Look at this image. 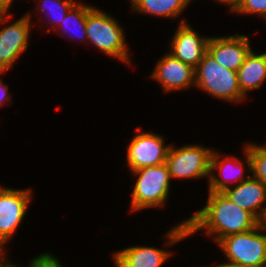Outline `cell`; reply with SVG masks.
<instances>
[{"label":"cell","instance_id":"obj_1","mask_svg":"<svg viewBox=\"0 0 266 267\" xmlns=\"http://www.w3.org/2000/svg\"><path fill=\"white\" fill-rule=\"evenodd\" d=\"M207 204L192 217L167 232V245H173L204 228L213 235L215 243L222 238L244 233L258 227L261 222L250 212L239 208L223 192H208Z\"/></svg>","mask_w":266,"mask_h":267},{"label":"cell","instance_id":"obj_2","mask_svg":"<svg viewBox=\"0 0 266 267\" xmlns=\"http://www.w3.org/2000/svg\"><path fill=\"white\" fill-rule=\"evenodd\" d=\"M262 231H265V227L261 223L247 232L222 238L217 246L221 247L228 262L215 267H255L266 264V232Z\"/></svg>","mask_w":266,"mask_h":267},{"label":"cell","instance_id":"obj_3","mask_svg":"<svg viewBox=\"0 0 266 267\" xmlns=\"http://www.w3.org/2000/svg\"><path fill=\"white\" fill-rule=\"evenodd\" d=\"M86 33L89 44L93 43L101 52L130 63L124 29L111 15L88 6Z\"/></svg>","mask_w":266,"mask_h":267},{"label":"cell","instance_id":"obj_4","mask_svg":"<svg viewBox=\"0 0 266 267\" xmlns=\"http://www.w3.org/2000/svg\"><path fill=\"white\" fill-rule=\"evenodd\" d=\"M195 86L231 103L246 98L241 92L237 72L219 64L208 51L195 68Z\"/></svg>","mask_w":266,"mask_h":267},{"label":"cell","instance_id":"obj_5","mask_svg":"<svg viewBox=\"0 0 266 267\" xmlns=\"http://www.w3.org/2000/svg\"><path fill=\"white\" fill-rule=\"evenodd\" d=\"M131 172L137 176L131 194V210L165 206L171 187L170 173L166 163Z\"/></svg>","mask_w":266,"mask_h":267},{"label":"cell","instance_id":"obj_6","mask_svg":"<svg viewBox=\"0 0 266 267\" xmlns=\"http://www.w3.org/2000/svg\"><path fill=\"white\" fill-rule=\"evenodd\" d=\"M213 150L200 145L169 147L165 161L170 178L209 179L210 160Z\"/></svg>","mask_w":266,"mask_h":267},{"label":"cell","instance_id":"obj_7","mask_svg":"<svg viewBox=\"0 0 266 267\" xmlns=\"http://www.w3.org/2000/svg\"><path fill=\"white\" fill-rule=\"evenodd\" d=\"M31 198V189L0 187V248H4L16 232L25 217Z\"/></svg>","mask_w":266,"mask_h":267},{"label":"cell","instance_id":"obj_8","mask_svg":"<svg viewBox=\"0 0 266 267\" xmlns=\"http://www.w3.org/2000/svg\"><path fill=\"white\" fill-rule=\"evenodd\" d=\"M164 138L152 132L135 135L127 149V165L130 171L165 163L170 145L164 146Z\"/></svg>","mask_w":266,"mask_h":267},{"label":"cell","instance_id":"obj_9","mask_svg":"<svg viewBox=\"0 0 266 267\" xmlns=\"http://www.w3.org/2000/svg\"><path fill=\"white\" fill-rule=\"evenodd\" d=\"M31 29V15L25 14L11 25L0 30V72L13 67L22 52L28 47Z\"/></svg>","mask_w":266,"mask_h":267},{"label":"cell","instance_id":"obj_10","mask_svg":"<svg viewBox=\"0 0 266 267\" xmlns=\"http://www.w3.org/2000/svg\"><path fill=\"white\" fill-rule=\"evenodd\" d=\"M151 79L160 83L165 93L187 90L195 86V69L168 52L157 62Z\"/></svg>","mask_w":266,"mask_h":267},{"label":"cell","instance_id":"obj_11","mask_svg":"<svg viewBox=\"0 0 266 267\" xmlns=\"http://www.w3.org/2000/svg\"><path fill=\"white\" fill-rule=\"evenodd\" d=\"M186 20H181L171 40L170 54L192 66L194 69L207 52V45L210 37H201L191 25L186 24Z\"/></svg>","mask_w":266,"mask_h":267},{"label":"cell","instance_id":"obj_12","mask_svg":"<svg viewBox=\"0 0 266 267\" xmlns=\"http://www.w3.org/2000/svg\"><path fill=\"white\" fill-rule=\"evenodd\" d=\"M248 38V35L244 36L237 33L235 36L210 37L207 51L219 64L237 72L252 50Z\"/></svg>","mask_w":266,"mask_h":267},{"label":"cell","instance_id":"obj_13","mask_svg":"<svg viewBox=\"0 0 266 267\" xmlns=\"http://www.w3.org/2000/svg\"><path fill=\"white\" fill-rule=\"evenodd\" d=\"M239 208L252 213L261 223L266 216V186L258 179H248L223 192Z\"/></svg>","mask_w":266,"mask_h":267},{"label":"cell","instance_id":"obj_14","mask_svg":"<svg viewBox=\"0 0 266 267\" xmlns=\"http://www.w3.org/2000/svg\"><path fill=\"white\" fill-rule=\"evenodd\" d=\"M222 156L217 150H213L210 160L208 192H224L230 187V182L239 181L241 183L250 177V175H246L244 178V163L241 160H237L234 156H226V158L220 159ZM215 169L219 171L218 174H221V179L213 173Z\"/></svg>","mask_w":266,"mask_h":267},{"label":"cell","instance_id":"obj_15","mask_svg":"<svg viewBox=\"0 0 266 267\" xmlns=\"http://www.w3.org/2000/svg\"><path fill=\"white\" fill-rule=\"evenodd\" d=\"M171 255L153 246H131L115 251L113 262L116 267H160Z\"/></svg>","mask_w":266,"mask_h":267},{"label":"cell","instance_id":"obj_16","mask_svg":"<svg viewBox=\"0 0 266 267\" xmlns=\"http://www.w3.org/2000/svg\"><path fill=\"white\" fill-rule=\"evenodd\" d=\"M237 76L245 97L250 90L259 89L266 80V52L257 54L251 50L239 67Z\"/></svg>","mask_w":266,"mask_h":267},{"label":"cell","instance_id":"obj_17","mask_svg":"<svg viewBox=\"0 0 266 267\" xmlns=\"http://www.w3.org/2000/svg\"><path fill=\"white\" fill-rule=\"evenodd\" d=\"M193 0H130L132 9L143 14L175 19Z\"/></svg>","mask_w":266,"mask_h":267},{"label":"cell","instance_id":"obj_18","mask_svg":"<svg viewBox=\"0 0 266 267\" xmlns=\"http://www.w3.org/2000/svg\"><path fill=\"white\" fill-rule=\"evenodd\" d=\"M243 152L248 172H253L252 176L266 186V145L247 144Z\"/></svg>","mask_w":266,"mask_h":267},{"label":"cell","instance_id":"obj_19","mask_svg":"<svg viewBox=\"0 0 266 267\" xmlns=\"http://www.w3.org/2000/svg\"><path fill=\"white\" fill-rule=\"evenodd\" d=\"M87 15H88V5H85V4H81V3H78L76 2L70 9L69 11L67 12L65 18L61 21V24L59 25L60 28H69V26L73 23H75L74 25L76 27H78V29L75 27V29L77 30H80L81 33L79 34L80 36L82 37H79V35H73L74 37H72L73 39H77L80 38L81 41L80 42H86L87 41V33H86V20H87ZM73 22V23H72ZM71 23V24H70ZM70 24V25H69ZM69 25V26H68ZM64 28V29H65ZM67 28L66 30H63L64 32H61L60 34L62 33H66L67 31ZM71 28V27H70ZM69 28V29H70ZM72 29V28H71ZM74 29V28H73ZM75 31V30H73ZM78 32V31H77ZM70 34V33H69Z\"/></svg>","mask_w":266,"mask_h":267},{"label":"cell","instance_id":"obj_20","mask_svg":"<svg viewBox=\"0 0 266 267\" xmlns=\"http://www.w3.org/2000/svg\"><path fill=\"white\" fill-rule=\"evenodd\" d=\"M38 1L41 2L42 5L41 3L38 2L37 5L39 4L40 5L37 6L35 11L39 12L42 7L41 11L44 13L47 10L48 11L47 14L50 15V18H53L51 21L52 26L49 27L47 31H50L53 29H56L54 31H57V27H59V23L61 24V21L65 18L69 9L77 2L76 0H38Z\"/></svg>","mask_w":266,"mask_h":267},{"label":"cell","instance_id":"obj_21","mask_svg":"<svg viewBox=\"0 0 266 267\" xmlns=\"http://www.w3.org/2000/svg\"><path fill=\"white\" fill-rule=\"evenodd\" d=\"M233 12L260 15L266 20V0H242Z\"/></svg>","mask_w":266,"mask_h":267},{"label":"cell","instance_id":"obj_22","mask_svg":"<svg viewBox=\"0 0 266 267\" xmlns=\"http://www.w3.org/2000/svg\"><path fill=\"white\" fill-rule=\"evenodd\" d=\"M28 265V267H63L57 257L51 253H42L36 258H33Z\"/></svg>","mask_w":266,"mask_h":267},{"label":"cell","instance_id":"obj_23","mask_svg":"<svg viewBox=\"0 0 266 267\" xmlns=\"http://www.w3.org/2000/svg\"><path fill=\"white\" fill-rule=\"evenodd\" d=\"M1 74V72H0ZM10 93H8V85L4 84L2 80L0 79V107L1 105H4L5 103H8L6 101H10Z\"/></svg>","mask_w":266,"mask_h":267},{"label":"cell","instance_id":"obj_24","mask_svg":"<svg viewBox=\"0 0 266 267\" xmlns=\"http://www.w3.org/2000/svg\"><path fill=\"white\" fill-rule=\"evenodd\" d=\"M0 267H18L17 264H13L10 263V261H7L6 253L5 251H3V248H0Z\"/></svg>","mask_w":266,"mask_h":267},{"label":"cell","instance_id":"obj_25","mask_svg":"<svg viewBox=\"0 0 266 267\" xmlns=\"http://www.w3.org/2000/svg\"><path fill=\"white\" fill-rule=\"evenodd\" d=\"M217 2L225 3L226 5H230L229 10L233 12L242 2V0H215Z\"/></svg>","mask_w":266,"mask_h":267},{"label":"cell","instance_id":"obj_26","mask_svg":"<svg viewBox=\"0 0 266 267\" xmlns=\"http://www.w3.org/2000/svg\"><path fill=\"white\" fill-rule=\"evenodd\" d=\"M12 3H13V0H0V11L2 13H7Z\"/></svg>","mask_w":266,"mask_h":267},{"label":"cell","instance_id":"obj_27","mask_svg":"<svg viewBox=\"0 0 266 267\" xmlns=\"http://www.w3.org/2000/svg\"><path fill=\"white\" fill-rule=\"evenodd\" d=\"M8 13H9V12H7V13H2V12L0 11V25H1V24L3 25L5 22H7V20L9 21V19L11 18L12 15H9Z\"/></svg>","mask_w":266,"mask_h":267},{"label":"cell","instance_id":"obj_28","mask_svg":"<svg viewBox=\"0 0 266 267\" xmlns=\"http://www.w3.org/2000/svg\"><path fill=\"white\" fill-rule=\"evenodd\" d=\"M262 224L265 227V231H266V216H265L264 220L262 221Z\"/></svg>","mask_w":266,"mask_h":267},{"label":"cell","instance_id":"obj_29","mask_svg":"<svg viewBox=\"0 0 266 267\" xmlns=\"http://www.w3.org/2000/svg\"><path fill=\"white\" fill-rule=\"evenodd\" d=\"M255 267H266V264H264V265H261V266H255Z\"/></svg>","mask_w":266,"mask_h":267}]
</instances>
